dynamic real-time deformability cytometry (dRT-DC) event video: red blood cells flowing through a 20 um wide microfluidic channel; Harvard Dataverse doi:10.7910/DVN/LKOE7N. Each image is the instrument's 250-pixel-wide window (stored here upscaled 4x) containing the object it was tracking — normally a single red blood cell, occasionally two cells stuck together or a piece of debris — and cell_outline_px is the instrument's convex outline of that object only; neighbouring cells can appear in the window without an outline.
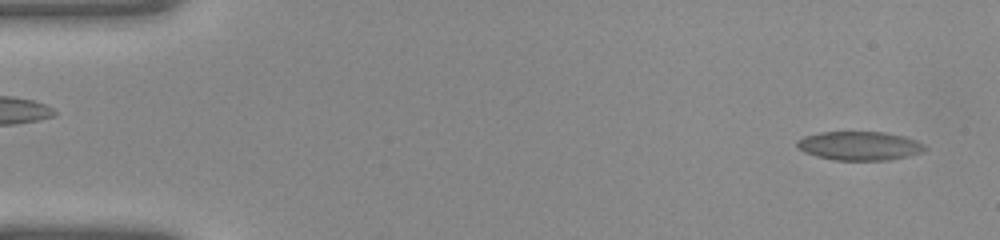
{"species": "common noctule bat (a hibernating species)", "species_latin": "Nyctalus noctula", "temperature_condition": "warm", "stored_images_in_passage": 40, "camera_frame_rate_fps": 3000, "um_per_image_px": 0.085, "animal": {"sex": "female", "body_mass_g": 22.0, "forearm_length_mm": 56.7}, "frame": {"image": 1, "passage_image": 1, "time_ms": 0.0, "image_size_px": [1000, 240], "cell_outline_px": [[928, 148], [924, 152], [912, 156], [888, 160], [832, 160], [816, 156], [804, 152], [796, 148], [796, 140], [804, 136], [820, 132], [884, 132], [904, 136], [916, 140], [924, 144]], "centroid_in_image_um": [73.07, 12.4], "position_along_channel_um": 11.9, "area_um2": 21.85}}
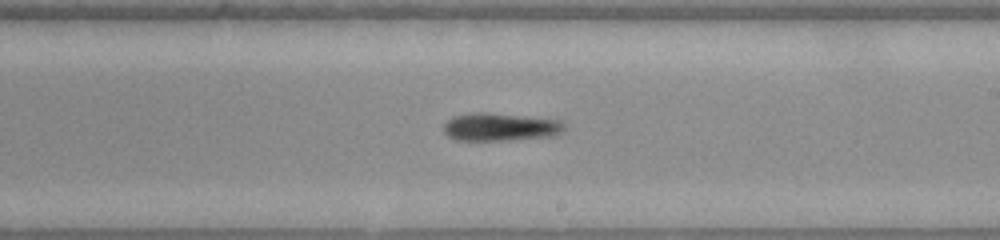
{"frame": {"image": 2, "passage_image": 23, "time_ms": 7.333, "image_size_px": [1000, 240], "cell_outline_px": [[564, 128], [560, 132], [552, 136], [512, 140], [456, 140], [448, 136], [444, 132], [444, 124], [452, 116], [476, 112], [484, 112], [560, 120], [564, 124]], "centroid_in_image_um": [42.48, 10.79], "position_along_channel_um": 246.5, "area_um2": 19.48}}
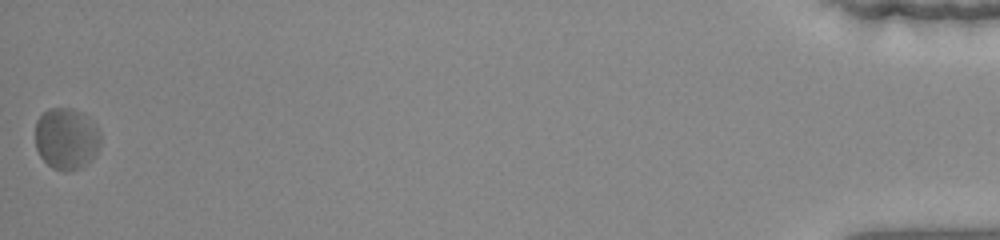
{"frame": {"image": 3, "passage_image": 40, "time_ms": 13.0, "image_size_px": [1000, 240], "cell_outline_px": [[100, 144], [96, 152], [80, 168], [64, 172], [52, 168], [40, 156], [36, 148], [36, 120], [48, 108], [72, 108], [80, 112], [100, 132]], "centroid_in_image_um": [5.6, 11.79], "position_along_channel_um": 429.6, "area_um2": 23.0}}